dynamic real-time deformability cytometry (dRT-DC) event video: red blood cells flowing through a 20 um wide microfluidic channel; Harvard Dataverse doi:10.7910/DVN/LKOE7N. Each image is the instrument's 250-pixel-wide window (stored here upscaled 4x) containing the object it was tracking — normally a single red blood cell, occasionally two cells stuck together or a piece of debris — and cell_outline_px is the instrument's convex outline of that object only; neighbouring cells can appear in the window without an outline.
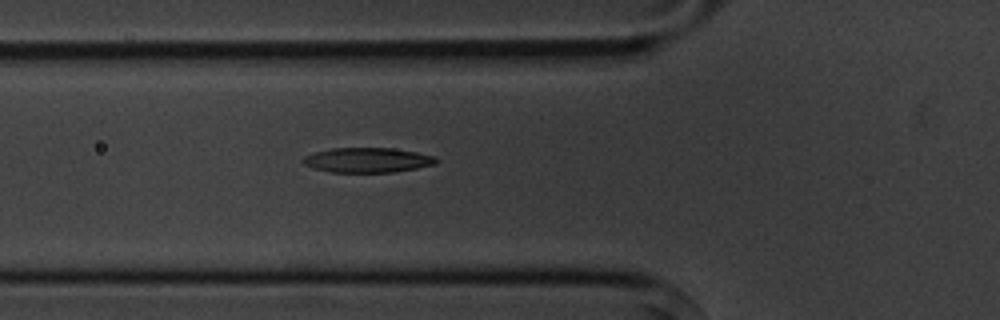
{"species": "common noctule bat (a hibernating species)", "species_latin": "Nyctalus noctula", "temperature_condition": "cold", "stored_images_in_passage": 4, "camera_frame_rate_fps": 3000, "um_per_image_px": 0.085, "animal": {"sex": "male", "body_mass_g": 20.1, "forearm_length_mm": 53.5}, "frame": {"image": 1, "passage_image": 4, "time_ms": 3.333, "image_size_px": [1000, 320], "cell_outline_px": [[440, 160], [436, 164], [396, 172], [332, 172], [312, 168], [304, 164], [304, 156], [316, 152], [332, 148], [392, 148], [416, 152], [436, 156]], "centroid_in_image_um": [31.29, 13.61], "position_along_channel_um": 94.5, "area_um2": 19.25}}